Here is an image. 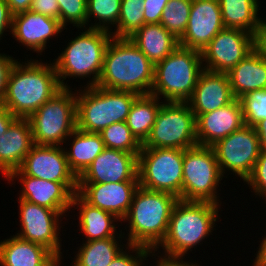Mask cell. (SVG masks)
<instances>
[{"label": "cell", "mask_w": 266, "mask_h": 266, "mask_svg": "<svg viewBox=\"0 0 266 266\" xmlns=\"http://www.w3.org/2000/svg\"><path fill=\"white\" fill-rule=\"evenodd\" d=\"M18 60L10 70L1 105L16 118H29L62 87L51 60L49 63L34 57L24 62Z\"/></svg>", "instance_id": "1"}, {"label": "cell", "mask_w": 266, "mask_h": 266, "mask_svg": "<svg viewBox=\"0 0 266 266\" xmlns=\"http://www.w3.org/2000/svg\"><path fill=\"white\" fill-rule=\"evenodd\" d=\"M220 209V205L211 202L179 199L172 209L166 236L155 250L174 257L190 255L193 248L202 245L217 230Z\"/></svg>", "instance_id": "2"}, {"label": "cell", "mask_w": 266, "mask_h": 266, "mask_svg": "<svg viewBox=\"0 0 266 266\" xmlns=\"http://www.w3.org/2000/svg\"><path fill=\"white\" fill-rule=\"evenodd\" d=\"M155 65L129 38L112 37L105 53L103 70L96 86L109 90L150 94Z\"/></svg>", "instance_id": "3"}, {"label": "cell", "mask_w": 266, "mask_h": 266, "mask_svg": "<svg viewBox=\"0 0 266 266\" xmlns=\"http://www.w3.org/2000/svg\"><path fill=\"white\" fill-rule=\"evenodd\" d=\"M178 200L171 193L139 186L126 216L121 221L127 222L123 229L128 231L127 237L125 231L122 232L127 243L155 250L166 236L171 212Z\"/></svg>", "instance_id": "4"}, {"label": "cell", "mask_w": 266, "mask_h": 266, "mask_svg": "<svg viewBox=\"0 0 266 266\" xmlns=\"http://www.w3.org/2000/svg\"><path fill=\"white\" fill-rule=\"evenodd\" d=\"M78 32L52 61L62 88H72L66 80L72 77L88 78L82 87L96 86L103 70L106 47L113 37L111 32L101 29L78 28Z\"/></svg>", "instance_id": "5"}, {"label": "cell", "mask_w": 266, "mask_h": 266, "mask_svg": "<svg viewBox=\"0 0 266 266\" xmlns=\"http://www.w3.org/2000/svg\"><path fill=\"white\" fill-rule=\"evenodd\" d=\"M204 70L200 51L178 46L155 64L150 94L162 101L187 102Z\"/></svg>", "instance_id": "6"}, {"label": "cell", "mask_w": 266, "mask_h": 266, "mask_svg": "<svg viewBox=\"0 0 266 266\" xmlns=\"http://www.w3.org/2000/svg\"><path fill=\"white\" fill-rule=\"evenodd\" d=\"M81 88V89H80ZM76 89L77 129L99 133L116 122H124L139 94L99 86Z\"/></svg>", "instance_id": "7"}, {"label": "cell", "mask_w": 266, "mask_h": 266, "mask_svg": "<svg viewBox=\"0 0 266 266\" xmlns=\"http://www.w3.org/2000/svg\"><path fill=\"white\" fill-rule=\"evenodd\" d=\"M62 88L29 118L35 145L62 146L77 128L76 90Z\"/></svg>", "instance_id": "8"}, {"label": "cell", "mask_w": 266, "mask_h": 266, "mask_svg": "<svg viewBox=\"0 0 266 266\" xmlns=\"http://www.w3.org/2000/svg\"><path fill=\"white\" fill-rule=\"evenodd\" d=\"M223 179L211 147L196 145L184 150L183 201L211 202L221 205L219 187L222 188Z\"/></svg>", "instance_id": "9"}, {"label": "cell", "mask_w": 266, "mask_h": 266, "mask_svg": "<svg viewBox=\"0 0 266 266\" xmlns=\"http://www.w3.org/2000/svg\"><path fill=\"white\" fill-rule=\"evenodd\" d=\"M183 158L184 150L177 148H141L139 186L168 192L183 200Z\"/></svg>", "instance_id": "10"}, {"label": "cell", "mask_w": 266, "mask_h": 266, "mask_svg": "<svg viewBox=\"0 0 266 266\" xmlns=\"http://www.w3.org/2000/svg\"><path fill=\"white\" fill-rule=\"evenodd\" d=\"M198 145L196 116L187 102L163 101L151 133L142 148H177Z\"/></svg>", "instance_id": "11"}, {"label": "cell", "mask_w": 266, "mask_h": 266, "mask_svg": "<svg viewBox=\"0 0 266 266\" xmlns=\"http://www.w3.org/2000/svg\"><path fill=\"white\" fill-rule=\"evenodd\" d=\"M224 178L235 174L243 183L251 175L261 152L255 127L243 125L211 146ZM230 172V173H228ZM226 174V176H225Z\"/></svg>", "instance_id": "12"}, {"label": "cell", "mask_w": 266, "mask_h": 266, "mask_svg": "<svg viewBox=\"0 0 266 266\" xmlns=\"http://www.w3.org/2000/svg\"><path fill=\"white\" fill-rule=\"evenodd\" d=\"M17 201L19 203L20 230L15 235L25 241L44 246L63 263L64 251L61 248L63 239L60 237V232L64 230L60 229L62 227L64 229L65 225L62 224V220L65 218L56 210L36 205L24 199H17Z\"/></svg>", "instance_id": "13"}, {"label": "cell", "mask_w": 266, "mask_h": 266, "mask_svg": "<svg viewBox=\"0 0 266 266\" xmlns=\"http://www.w3.org/2000/svg\"><path fill=\"white\" fill-rule=\"evenodd\" d=\"M18 180L22 186L18 199H24L36 205L58 211L64 218L71 211L72 198L78 190V183H58L24 175L19 169L7 178L14 185ZM13 184H12V183Z\"/></svg>", "instance_id": "14"}, {"label": "cell", "mask_w": 266, "mask_h": 266, "mask_svg": "<svg viewBox=\"0 0 266 266\" xmlns=\"http://www.w3.org/2000/svg\"><path fill=\"white\" fill-rule=\"evenodd\" d=\"M253 50L251 33L223 28L201 52L203 68L212 72L228 73Z\"/></svg>", "instance_id": "15"}, {"label": "cell", "mask_w": 266, "mask_h": 266, "mask_svg": "<svg viewBox=\"0 0 266 266\" xmlns=\"http://www.w3.org/2000/svg\"><path fill=\"white\" fill-rule=\"evenodd\" d=\"M139 182L138 155L105 148L78 177V184Z\"/></svg>", "instance_id": "16"}, {"label": "cell", "mask_w": 266, "mask_h": 266, "mask_svg": "<svg viewBox=\"0 0 266 266\" xmlns=\"http://www.w3.org/2000/svg\"><path fill=\"white\" fill-rule=\"evenodd\" d=\"M223 28L219 0H192L188 24L179 45L202 52Z\"/></svg>", "instance_id": "17"}, {"label": "cell", "mask_w": 266, "mask_h": 266, "mask_svg": "<svg viewBox=\"0 0 266 266\" xmlns=\"http://www.w3.org/2000/svg\"><path fill=\"white\" fill-rule=\"evenodd\" d=\"M19 170L26 176L58 183H78L62 146L33 145Z\"/></svg>", "instance_id": "18"}, {"label": "cell", "mask_w": 266, "mask_h": 266, "mask_svg": "<svg viewBox=\"0 0 266 266\" xmlns=\"http://www.w3.org/2000/svg\"><path fill=\"white\" fill-rule=\"evenodd\" d=\"M64 30L59 19L34 13L31 10L12 17V38L19 42L18 44H22L21 46L24 45L26 50L30 49L39 56L45 52L46 46H49L50 39L62 37L61 33Z\"/></svg>", "instance_id": "19"}, {"label": "cell", "mask_w": 266, "mask_h": 266, "mask_svg": "<svg viewBox=\"0 0 266 266\" xmlns=\"http://www.w3.org/2000/svg\"><path fill=\"white\" fill-rule=\"evenodd\" d=\"M138 187L139 182L78 184L77 194L91 206L108 211L122 221Z\"/></svg>", "instance_id": "20"}, {"label": "cell", "mask_w": 266, "mask_h": 266, "mask_svg": "<svg viewBox=\"0 0 266 266\" xmlns=\"http://www.w3.org/2000/svg\"><path fill=\"white\" fill-rule=\"evenodd\" d=\"M196 125L198 145L211 147L245 125L240 100L235 98L226 106L198 115Z\"/></svg>", "instance_id": "21"}, {"label": "cell", "mask_w": 266, "mask_h": 266, "mask_svg": "<svg viewBox=\"0 0 266 266\" xmlns=\"http://www.w3.org/2000/svg\"><path fill=\"white\" fill-rule=\"evenodd\" d=\"M234 99L228 74L204 69L187 103L197 117L226 106Z\"/></svg>", "instance_id": "22"}, {"label": "cell", "mask_w": 266, "mask_h": 266, "mask_svg": "<svg viewBox=\"0 0 266 266\" xmlns=\"http://www.w3.org/2000/svg\"><path fill=\"white\" fill-rule=\"evenodd\" d=\"M33 145L28 118H16L0 137V175L4 179L20 168Z\"/></svg>", "instance_id": "23"}, {"label": "cell", "mask_w": 266, "mask_h": 266, "mask_svg": "<svg viewBox=\"0 0 266 266\" xmlns=\"http://www.w3.org/2000/svg\"><path fill=\"white\" fill-rule=\"evenodd\" d=\"M76 207V208H75ZM74 208V209H73ZM72 210H78V230L84 238L82 242L106 239L109 237H125L122 234V229L117 230L121 226V220H119L114 214L104 211L102 209L96 208L85 202L77 193L73 195ZM119 225L117 226L118 223ZM117 228V229H116ZM119 232V233H118Z\"/></svg>", "instance_id": "24"}, {"label": "cell", "mask_w": 266, "mask_h": 266, "mask_svg": "<svg viewBox=\"0 0 266 266\" xmlns=\"http://www.w3.org/2000/svg\"><path fill=\"white\" fill-rule=\"evenodd\" d=\"M44 246L16 235L0 240V266H63Z\"/></svg>", "instance_id": "25"}, {"label": "cell", "mask_w": 266, "mask_h": 266, "mask_svg": "<svg viewBox=\"0 0 266 266\" xmlns=\"http://www.w3.org/2000/svg\"><path fill=\"white\" fill-rule=\"evenodd\" d=\"M232 94L236 99L251 91L266 89V59L255 50L228 73Z\"/></svg>", "instance_id": "26"}, {"label": "cell", "mask_w": 266, "mask_h": 266, "mask_svg": "<svg viewBox=\"0 0 266 266\" xmlns=\"http://www.w3.org/2000/svg\"><path fill=\"white\" fill-rule=\"evenodd\" d=\"M129 39L154 65L179 46V40L160 23L144 24Z\"/></svg>", "instance_id": "27"}, {"label": "cell", "mask_w": 266, "mask_h": 266, "mask_svg": "<svg viewBox=\"0 0 266 266\" xmlns=\"http://www.w3.org/2000/svg\"><path fill=\"white\" fill-rule=\"evenodd\" d=\"M71 139V140H70ZM71 142L64 146L67 162L70 170L78 178L94 161V159L105 149L104 142L99 133L85 132L75 129L65 140Z\"/></svg>", "instance_id": "28"}, {"label": "cell", "mask_w": 266, "mask_h": 266, "mask_svg": "<svg viewBox=\"0 0 266 266\" xmlns=\"http://www.w3.org/2000/svg\"><path fill=\"white\" fill-rule=\"evenodd\" d=\"M125 237H109L106 239L82 242L73 262L68 266H108L112 260L128 245ZM125 244H124V243Z\"/></svg>", "instance_id": "29"}, {"label": "cell", "mask_w": 266, "mask_h": 266, "mask_svg": "<svg viewBox=\"0 0 266 266\" xmlns=\"http://www.w3.org/2000/svg\"><path fill=\"white\" fill-rule=\"evenodd\" d=\"M225 28L238 29L254 35L261 16L260 0H219Z\"/></svg>", "instance_id": "30"}, {"label": "cell", "mask_w": 266, "mask_h": 266, "mask_svg": "<svg viewBox=\"0 0 266 266\" xmlns=\"http://www.w3.org/2000/svg\"><path fill=\"white\" fill-rule=\"evenodd\" d=\"M162 102L151 94L139 95L134 100L126 123L141 144L149 137Z\"/></svg>", "instance_id": "31"}, {"label": "cell", "mask_w": 266, "mask_h": 266, "mask_svg": "<svg viewBox=\"0 0 266 266\" xmlns=\"http://www.w3.org/2000/svg\"><path fill=\"white\" fill-rule=\"evenodd\" d=\"M121 1L122 0H87V28L111 32L113 27L117 26L120 17ZM91 18H93L92 20L94 21H92Z\"/></svg>", "instance_id": "32"}, {"label": "cell", "mask_w": 266, "mask_h": 266, "mask_svg": "<svg viewBox=\"0 0 266 266\" xmlns=\"http://www.w3.org/2000/svg\"><path fill=\"white\" fill-rule=\"evenodd\" d=\"M144 0H122L117 26L111 32L113 37L129 38L144 24Z\"/></svg>", "instance_id": "33"}, {"label": "cell", "mask_w": 266, "mask_h": 266, "mask_svg": "<svg viewBox=\"0 0 266 266\" xmlns=\"http://www.w3.org/2000/svg\"><path fill=\"white\" fill-rule=\"evenodd\" d=\"M105 148L120 150L138 155L142 144L132 134L126 121L116 122L99 132Z\"/></svg>", "instance_id": "34"}, {"label": "cell", "mask_w": 266, "mask_h": 266, "mask_svg": "<svg viewBox=\"0 0 266 266\" xmlns=\"http://www.w3.org/2000/svg\"><path fill=\"white\" fill-rule=\"evenodd\" d=\"M192 0H169L164 8L160 24L180 40L186 30Z\"/></svg>", "instance_id": "35"}, {"label": "cell", "mask_w": 266, "mask_h": 266, "mask_svg": "<svg viewBox=\"0 0 266 266\" xmlns=\"http://www.w3.org/2000/svg\"><path fill=\"white\" fill-rule=\"evenodd\" d=\"M239 100L246 125L254 127L261 120L266 119V89L251 91Z\"/></svg>", "instance_id": "36"}, {"label": "cell", "mask_w": 266, "mask_h": 266, "mask_svg": "<svg viewBox=\"0 0 266 266\" xmlns=\"http://www.w3.org/2000/svg\"><path fill=\"white\" fill-rule=\"evenodd\" d=\"M60 24L67 30L69 24L76 29L87 28V0H57Z\"/></svg>", "instance_id": "37"}, {"label": "cell", "mask_w": 266, "mask_h": 266, "mask_svg": "<svg viewBox=\"0 0 266 266\" xmlns=\"http://www.w3.org/2000/svg\"><path fill=\"white\" fill-rule=\"evenodd\" d=\"M244 183L256 195L255 198H264L266 204V150H261L251 175Z\"/></svg>", "instance_id": "38"}, {"label": "cell", "mask_w": 266, "mask_h": 266, "mask_svg": "<svg viewBox=\"0 0 266 266\" xmlns=\"http://www.w3.org/2000/svg\"><path fill=\"white\" fill-rule=\"evenodd\" d=\"M149 252L148 248L128 244L108 266H144Z\"/></svg>", "instance_id": "39"}, {"label": "cell", "mask_w": 266, "mask_h": 266, "mask_svg": "<svg viewBox=\"0 0 266 266\" xmlns=\"http://www.w3.org/2000/svg\"><path fill=\"white\" fill-rule=\"evenodd\" d=\"M159 254H160V256H159ZM156 256H157V258H156ZM148 257L149 258L147 259V264H148L149 259H151L150 257H152V259L155 260L153 262V263H155L154 266H202V265H200V263L199 264L196 263V260L193 261V260L189 259V261H187L185 257L168 256V255H164V254L159 253V252L157 253L156 250H150ZM184 260H186V261H184Z\"/></svg>", "instance_id": "40"}, {"label": "cell", "mask_w": 266, "mask_h": 266, "mask_svg": "<svg viewBox=\"0 0 266 266\" xmlns=\"http://www.w3.org/2000/svg\"><path fill=\"white\" fill-rule=\"evenodd\" d=\"M169 0H144L145 24L160 23L162 12Z\"/></svg>", "instance_id": "41"}, {"label": "cell", "mask_w": 266, "mask_h": 266, "mask_svg": "<svg viewBox=\"0 0 266 266\" xmlns=\"http://www.w3.org/2000/svg\"><path fill=\"white\" fill-rule=\"evenodd\" d=\"M17 61L12 55L10 56L7 53H0V104L4 99L6 90H7V79L10 73V70L14 63Z\"/></svg>", "instance_id": "42"}, {"label": "cell", "mask_w": 266, "mask_h": 266, "mask_svg": "<svg viewBox=\"0 0 266 266\" xmlns=\"http://www.w3.org/2000/svg\"><path fill=\"white\" fill-rule=\"evenodd\" d=\"M30 10L54 19H59L57 0H33Z\"/></svg>", "instance_id": "43"}, {"label": "cell", "mask_w": 266, "mask_h": 266, "mask_svg": "<svg viewBox=\"0 0 266 266\" xmlns=\"http://www.w3.org/2000/svg\"><path fill=\"white\" fill-rule=\"evenodd\" d=\"M254 50L266 59V19L260 17L259 24L253 35Z\"/></svg>", "instance_id": "44"}, {"label": "cell", "mask_w": 266, "mask_h": 266, "mask_svg": "<svg viewBox=\"0 0 266 266\" xmlns=\"http://www.w3.org/2000/svg\"><path fill=\"white\" fill-rule=\"evenodd\" d=\"M12 17L9 6L5 0H0V41L6 32L12 30ZM4 33V34H3Z\"/></svg>", "instance_id": "45"}, {"label": "cell", "mask_w": 266, "mask_h": 266, "mask_svg": "<svg viewBox=\"0 0 266 266\" xmlns=\"http://www.w3.org/2000/svg\"><path fill=\"white\" fill-rule=\"evenodd\" d=\"M12 15L30 10L33 0H5Z\"/></svg>", "instance_id": "46"}, {"label": "cell", "mask_w": 266, "mask_h": 266, "mask_svg": "<svg viewBox=\"0 0 266 266\" xmlns=\"http://www.w3.org/2000/svg\"><path fill=\"white\" fill-rule=\"evenodd\" d=\"M15 119L16 117L0 104V137L7 131L8 127Z\"/></svg>", "instance_id": "47"}, {"label": "cell", "mask_w": 266, "mask_h": 266, "mask_svg": "<svg viewBox=\"0 0 266 266\" xmlns=\"http://www.w3.org/2000/svg\"><path fill=\"white\" fill-rule=\"evenodd\" d=\"M266 223V222H265ZM261 242L259 246L257 247L258 251H256L257 254L255 259H253L252 266H266V233L264 237H261Z\"/></svg>", "instance_id": "48"}, {"label": "cell", "mask_w": 266, "mask_h": 266, "mask_svg": "<svg viewBox=\"0 0 266 266\" xmlns=\"http://www.w3.org/2000/svg\"><path fill=\"white\" fill-rule=\"evenodd\" d=\"M254 127L260 141L261 150H266V119L261 120Z\"/></svg>", "instance_id": "49"}]
</instances>
